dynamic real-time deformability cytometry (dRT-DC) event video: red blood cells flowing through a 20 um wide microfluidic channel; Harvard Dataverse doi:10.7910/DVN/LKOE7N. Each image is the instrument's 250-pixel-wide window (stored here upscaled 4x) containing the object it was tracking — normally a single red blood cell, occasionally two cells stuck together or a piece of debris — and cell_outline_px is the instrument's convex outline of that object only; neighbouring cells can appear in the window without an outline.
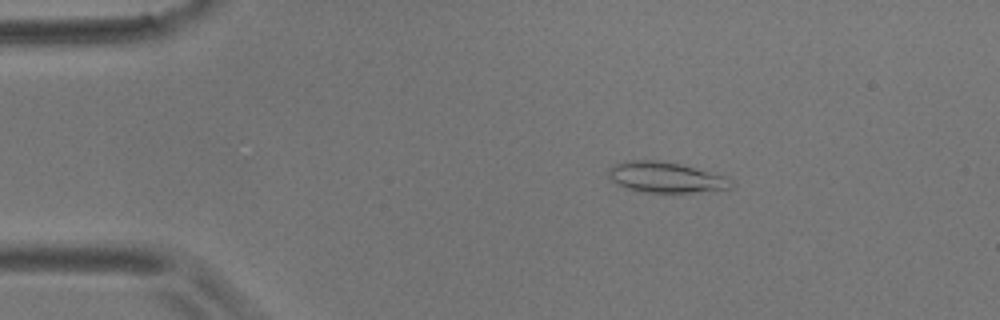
{"species": "common noctule bat (a hibernating species)", "species_latin": "Nyctalus noctula", "temperature_condition": "room temperature", "stored_images_in_passage": 5, "camera_frame_rate_fps": 3000, "um_per_image_px": 0.085, "animal": {"sex": "male", "body_mass_g": 17.9}, "frame": {"image": 1, "passage_image": 3, "time_ms": 2.333, "image_size_px": [1000, 320], "cell_outline_px": [[732, 188], [692, 192], [644, 192], [628, 188], [612, 180], [608, 176], [608, 168], [616, 164], [632, 160], [656, 160], [680, 164], [724, 176], [732, 180]], "centroid_in_image_um": [56.58, 15.07], "position_along_channel_um": 28.4, "area_um2": 21.39}}